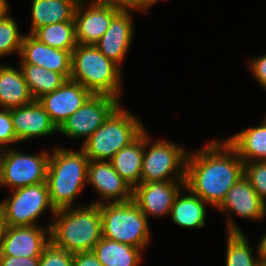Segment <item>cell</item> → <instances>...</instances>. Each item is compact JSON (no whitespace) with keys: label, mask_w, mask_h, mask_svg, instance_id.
<instances>
[{"label":"cell","mask_w":266,"mask_h":266,"mask_svg":"<svg viewBox=\"0 0 266 266\" xmlns=\"http://www.w3.org/2000/svg\"><path fill=\"white\" fill-rule=\"evenodd\" d=\"M221 140L189 151L186 159L185 187L214 209L244 176V162L225 138Z\"/></svg>","instance_id":"6da1fadb"},{"label":"cell","mask_w":266,"mask_h":266,"mask_svg":"<svg viewBox=\"0 0 266 266\" xmlns=\"http://www.w3.org/2000/svg\"><path fill=\"white\" fill-rule=\"evenodd\" d=\"M51 222V241L71 254L92 251L102 238L100 206L96 204L58 209Z\"/></svg>","instance_id":"7a4b0ae2"},{"label":"cell","mask_w":266,"mask_h":266,"mask_svg":"<svg viewBox=\"0 0 266 266\" xmlns=\"http://www.w3.org/2000/svg\"><path fill=\"white\" fill-rule=\"evenodd\" d=\"M51 153L46 177L51 204L55 210L74 207L77 195L87 185L90 160L80 147L71 150L56 145Z\"/></svg>","instance_id":"3957f363"},{"label":"cell","mask_w":266,"mask_h":266,"mask_svg":"<svg viewBox=\"0 0 266 266\" xmlns=\"http://www.w3.org/2000/svg\"><path fill=\"white\" fill-rule=\"evenodd\" d=\"M122 69L95 45L77 44L72 51L70 79L79 82L93 95H108L121 102Z\"/></svg>","instance_id":"277c9868"},{"label":"cell","mask_w":266,"mask_h":266,"mask_svg":"<svg viewBox=\"0 0 266 266\" xmlns=\"http://www.w3.org/2000/svg\"><path fill=\"white\" fill-rule=\"evenodd\" d=\"M121 105L80 145L89 160L109 161L145 130V125L137 115Z\"/></svg>","instance_id":"5b68a950"},{"label":"cell","mask_w":266,"mask_h":266,"mask_svg":"<svg viewBox=\"0 0 266 266\" xmlns=\"http://www.w3.org/2000/svg\"><path fill=\"white\" fill-rule=\"evenodd\" d=\"M102 237L146 249L150 243L149 219L132 199L128 202L99 204Z\"/></svg>","instance_id":"8992f818"},{"label":"cell","mask_w":266,"mask_h":266,"mask_svg":"<svg viewBox=\"0 0 266 266\" xmlns=\"http://www.w3.org/2000/svg\"><path fill=\"white\" fill-rule=\"evenodd\" d=\"M146 130H144L141 183L185 181L186 159L189 151L180 144L166 139H156L152 142Z\"/></svg>","instance_id":"52a82bcc"},{"label":"cell","mask_w":266,"mask_h":266,"mask_svg":"<svg viewBox=\"0 0 266 266\" xmlns=\"http://www.w3.org/2000/svg\"><path fill=\"white\" fill-rule=\"evenodd\" d=\"M11 195L0 203V216L7 226H37L42 213L56 212L51 204L46 182L11 190Z\"/></svg>","instance_id":"ba28073f"},{"label":"cell","mask_w":266,"mask_h":266,"mask_svg":"<svg viewBox=\"0 0 266 266\" xmlns=\"http://www.w3.org/2000/svg\"><path fill=\"white\" fill-rule=\"evenodd\" d=\"M50 150L21 153L14 147L0 150V187L14 190L46 182Z\"/></svg>","instance_id":"9c48e42d"},{"label":"cell","mask_w":266,"mask_h":266,"mask_svg":"<svg viewBox=\"0 0 266 266\" xmlns=\"http://www.w3.org/2000/svg\"><path fill=\"white\" fill-rule=\"evenodd\" d=\"M122 103L112 96L92 95L58 129V133L70 139L83 138L82 144L103 124Z\"/></svg>","instance_id":"30bf717a"},{"label":"cell","mask_w":266,"mask_h":266,"mask_svg":"<svg viewBox=\"0 0 266 266\" xmlns=\"http://www.w3.org/2000/svg\"><path fill=\"white\" fill-rule=\"evenodd\" d=\"M216 210L228 217L226 233L243 232L231 218L233 215L231 213L253 221L261 220L266 216V204L244 176L230 188L224 201Z\"/></svg>","instance_id":"8fae6325"},{"label":"cell","mask_w":266,"mask_h":266,"mask_svg":"<svg viewBox=\"0 0 266 266\" xmlns=\"http://www.w3.org/2000/svg\"><path fill=\"white\" fill-rule=\"evenodd\" d=\"M120 10L116 4L80 0L74 15L77 44L94 45Z\"/></svg>","instance_id":"7c38bea8"},{"label":"cell","mask_w":266,"mask_h":266,"mask_svg":"<svg viewBox=\"0 0 266 266\" xmlns=\"http://www.w3.org/2000/svg\"><path fill=\"white\" fill-rule=\"evenodd\" d=\"M87 183L99 195L91 204L128 202L133 188L114 170L110 161H89Z\"/></svg>","instance_id":"4fadbf2b"},{"label":"cell","mask_w":266,"mask_h":266,"mask_svg":"<svg viewBox=\"0 0 266 266\" xmlns=\"http://www.w3.org/2000/svg\"><path fill=\"white\" fill-rule=\"evenodd\" d=\"M92 95L79 82L67 79L58 89L42 95L37 101L59 129Z\"/></svg>","instance_id":"5bb4252c"},{"label":"cell","mask_w":266,"mask_h":266,"mask_svg":"<svg viewBox=\"0 0 266 266\" xmlns=\"http://www.w3.org/2000/svg\"><path fill=\"white\" fill-rule=\"evenodd\" d=\"M185 181H155L140 183L133 189V200L142 213L149 217L169 216L176 195Z\"/></svg>","instance_id":"9a60e30c"},{"label":"cell","mask_w":266,"mask_h":266,"mask_svg":"<svg viewBox=\"0 0 266 266\" xmlns=\"http://www.w3.org/2000/svg\"><path fill=\"white\" fill-rule=\"evenodd\" d=\"M133 11L138 10L121 9L112 18L103 36L94 44L101 53L120 67L134 40Z\"/></svg>","instance_id":"2e32d148"},{"label":"cell","mask_w":266,"mask_h":266,"mask_svg":"<svg viewBox=\"0 0 266 266\" xmlns=\"http://www.w3.org/2000/svg\"><path fill=\"white\" fill-rule=\"evenodd\" d=\"M51 223L44 226H7L2 256H41L45 246L51 241Z\"/></svg>","instance_id":"e0dca14e"},{"label":"cell","mask_w":266,"mask_h":266,"mask_svg":"<svg viewBox=\"0 0 266 266\" xmlns=\"http://www.w3.org/2000/svg\"><path fill=\"white\" fill-rule=\"evenodd\" d=\"M19 57V63L34 64L70 79L72 52L52 48L31 34H24Z\"/></svg>","instance_id":"ac0fdd59"},{"label":"cell","mask_w":266,"mask_h":266,"mask_svg":"<svg viewBox=\"0 0 266 266\" xmlns=\"http://www.w3.org/2000/svg\"><path fill=\"white\" fill-rule=\"evenodd\" d=\"M9 110L19 143L58 133V129L37 100Z\"/></svg>","instance_id":"d6986e66"},{"label":"cell","mask_w":266,"mask_h":266,"mask_svg":"<svg viewBox=\"0 0 266 266\" xmlns=\"http://www.w3.org/2000/svg\"><path fill=\"white\" fill-rule=\"evenodd\" d=\"M1 64V63H0ZM23 73L11 65H0V109H12L33 102Z\"/></svg>","instance_id":"ffe728a7"},{"label":"cell","mask_w":266,"mask_h":266,"mask_svg":"<svg viewBox=\"0 0 266 266\" xmlns=\"http://www.w3.org/2000/svg\"><path fill=\"white\" fill-rule=\"evenodd\" d=\"M183 191H187L183 195ZM207 203L184 187L176 195L170 211L171 220L183 228H203L206 225Z\"/></svg>","instance_id":"44dd1931"},{"label":"cell","mask_w":266,"mask_h":266,"mask_svg":"<svg viewBox=\"0 0 266 266\" xmlns=\"http://www.w3.org/2000/svg\"><path fill=\"white\" fill-rule=\"evenodd\" d=\"M31 27L35 29L55 23L74 21L79 0H31Z\"/></svg>","instance_id":"7402d4cb"},{"label":"cell","mask_w":266,"mask_h":266,"mask_svg":"<svg viewBox=\"0 0 266 266\" xmlns=\"http://www.w3.org/2000/svg\"><path fill=\"white\" fill-rule=\"evenodd\" d=\"M246 162L266 161V116L258 126H251L225 139Z\"/></svg>","instance_id":"603a6c76"},{"label":"cell","mask_w":266,"mask_h":266,"mask_svg":"<svg viewBox=\"0 0 266 266\" xmlns=\"http://www.w3.org/2000/svg\"><path fill=\"white\" fill-rule=\"evenodd\" d=\"M144 154V131L109 161L114 170L134 189L141 183Z\"/></svg>","instance_id":"cb8c5ba5"},{"label":"cell","mask_w":266,"mask_h":266,"mask_svg":"<svg viewBox=\"0 0 266 266\" xmlns=\"http://www.w3.org/2000/svg\"><path fill=\"white\" fill-rule=\"evenodd\" d=\"M103 266H139L142 261V249L123 244L104 237L92 249Z\"/></svg>","instance_id":"d4e9b609"},{"label":"cell","mask_w":266,"mask_h":266,"mask_svg":"<svg viewBox=\"0 0 266 266\" xmlns=\"http://www.w3.org/2000/svg\"><path fill=\"white\" fill-rule=\"evenodd\" d=\"M18 65L35 100L58 89L67 80L61 73L49 71L34 64L19 63Z\"/></svg>","instance_id":"484cf974"},{"label":"cell","mask_w":266,"mask_h":266,"mask_svg":"<svg viewBox=\"0 0 266 266\" xmlns=\"http://www.w3.org/2000/svg\"><path fill=\"white\" fill-rule=\"evenodd\" d=\"M31 35L52 48L72 52L77 46L75 21L45 25L35 29Z\"/></svg>","instance_id":"4316f807"},{"label":"cell","mask_w":266,"mask_h":266,"mask_svg":"<svg viewBox=\"0 0 266 266\" xmlns=\"http://www.w3.org/2000/svg\"><path fill=\"white\" fill-rule=\"evenodd\" d=\"M225 266H261L244 232H227Z\"/></svg>","instance_id":"83f0119b"},{"label":"cell","mask_w":266,"mask_h":266,"mask_svg":"<svg viewBox=\"0 0 266 266\" xmlns=\"http://www.w3.org/2000/svg\"><path fill=\"white\" fill-rule=\"evenodd\" d=\"M18 26L17 21L9 13L0 19V59L12 53L20 54L24 35Z\"/></svg>","instance_id":"f1b7e54d"},{"label":"cell","mask_w":266,"mask_h":266,"mask_svg":"<svg viewBox=\"0 0 266 266\" xmlns=\"http://www.w3.org/2000/svg\"><path fill=\"white\" fill-rule=\"evenodd\" d=\"M244 177L266 204V161L244 163Z\"/></svg>","instance_id":"f546056e"},{"label":"cell","mask_w":266,"mask_h":266,"mask_svg":"<svg viewBox=\"0 0 266 266\" xmlns=\"http://www.w3.org/2000/svg\"><path fill=\"white\" fill-rule=\"evenodd\" d=\"M39 266H73V254L50 241L40 256Z\"/></svg>","instance_id":"4dcf8cb0"},{"label":"cell","mask_w":266,"mask_h":266,"mask_svg":"<svg viewBox=\"0 0 266 266\" xmlns=\"http://www.w3.org/2000/svg\"><path fill=\"white\" fill-rule=\"evenodd\" d=\"M19 143L13 127L10 110H0V150L10 148V144Z\"/></svg>","instance_id":"1f68e13d"},{"label":"cell","mask_w":266,"mask_h":266,"mask_svg":"<svg viewBox=\"0 0 266 266\" xmlns=\"http://www.w3.org/2000/svg\"><path fill=\"white\" fill-rule=\"evenodd\" d=\"M249 69L257 83L266 91V54L251 58Z\"/></svg>","instance_id":"d6a6232c"},{"label":"cell","mask_w":266,"mask_h":266,"mask_svg":"<svg viewBox=\"0 0 266 266\" xmlns=\"http://www.w3.org/2000/svg\"><path fill=\"white\" fill-rule=\"evenodd\" d=\"M40 256L14 257L1 256L0 266H39Z\"/></svg>","instance_id":"836d02e7"},{"label":"cell","mask_w":266,"mask_h":266,"mask_svg":"<svg viewBox=\"0 0 266 266\" xmlns=\"http://www.w3.org/2000/svg\"><path fill=\"white\" fill-rule=\"evenodd\" d=\"M73 266H103L93 253L85 251L73 254Z\"/></svg>","instance_id":"e575fe53"},{"label":"cell","mask_w":266,"mask_h":266,"mask_svg":"<svg viewBox=\"0 0 266 266\" xmlns=\"http://www.w3.org/2000/svg\"><path fill=\"white\" fill-rule=\"evenodd\" d=\"M121 9H135L142 14L148 12L150 0H120Z\"/></svg>","instance_id":"d590c367"},{"label":"cell","mask_w":266,"mask_h":266,"mask_svg":"<svg viewBox=\"0 0 266 266\" xmlns=\"http://www.w3.org/2000/svg\"><path fill=\"white\" fill-rule=\"evenodd\" d=\"M256 256L259 257L261 264H266V233L258 241Z\"/></svg>","instance_id":"8d00e7d4"},{"label":"cell","mask_w":266,"mask_h":266,"mask_svg":"<svg viewBox=\"0 0 266 266\" xmlns=\"http://www.w3.org/2000/svg\"><path fill=\"white\" fill-rule=\"evenodd\" d=\"M7 230V225L0 216V257L2 256L4 237Z\"/></svg>","instance_id":"74e56055"},{"label":"cell","mask_w":266,"mask_h":266,"mask_svg":"<svg viewBox=\"0 0 266 266\" xmlns=\"http://www.w3.org/2000/svg\"><path fill=\"white\" fill-rule=\"evenodd\" d=\"M8 0H0V19L4 18L10 12Z\"/></svg>","instance_id":"f35d334b"},{"label":"cell","mask_w":266,"mask_h":266,"mask_svg":"<svg viewBox=\"0 0 266 266\" xmlns=\"http://www.w3.org/2000/svg\"><path fill=\"white\" fill-rule=\"evenodd\" d=\"M90 2H94V3H110V4H116L118 7H120V0H91Z\"/></svg>","instance_id":"ab89813d"},{"label":"cell","mask_w":266,"mask_h":266,"mask_svg":"<svg viewBox=\"0 0 266 266\" xmlns=\"http://www.w3.org/2000/svg\"><path fill=\"white\" fill-rule=\"evenodd\" d=\"M160 1H166V0H150V7L154 6L156 3L160 2Z\"/></svg>","instance_id":"60d3db41"}]
</instances>
